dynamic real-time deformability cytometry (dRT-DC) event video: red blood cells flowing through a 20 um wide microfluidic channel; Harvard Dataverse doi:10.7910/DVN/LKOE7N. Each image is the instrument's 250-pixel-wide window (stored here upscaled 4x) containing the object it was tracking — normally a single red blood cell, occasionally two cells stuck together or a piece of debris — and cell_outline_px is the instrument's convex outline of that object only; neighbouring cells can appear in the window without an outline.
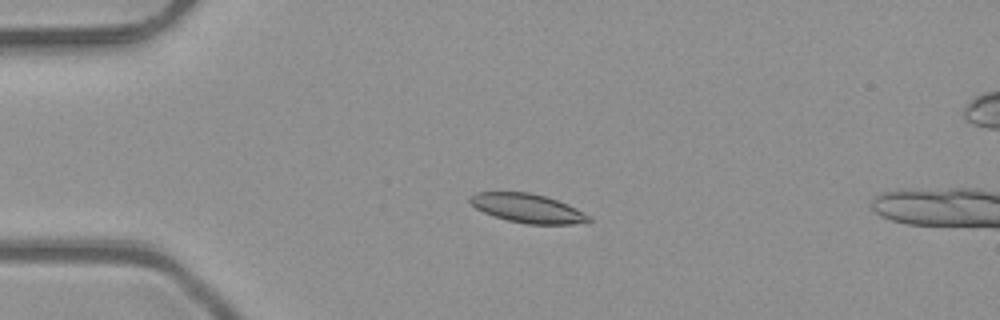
{"species": "common noctule bat (a hibernating species)", "species_latin": "Nyctalus noctula", "temperature_condition": "room temperature", "stored_images_in_passage": 51, "camera_frame_rate_fps": 3000, "um_per_image_px": 0.085, "animal": {"sex": "male", "body_mass_g": 23.1, "forearm_length_mm": 52.7}, "frame": {"image": 1, "passage_image": 12, "time_ms": 3.667, "image_size_px": [1000, 320], "cell_outline_px": [[592, 220], [572, 224], [528, 224], [508, 220], [484, 212], [476, 208], [468, 200], [468, 196], [476, 192], [528, 192], [544, 196], [568, 204], [592, 216]], "centroid_in_image_um": [44.85, 17.69], "position_along_channel_um": 40.2, "area_um2": 19.88}}
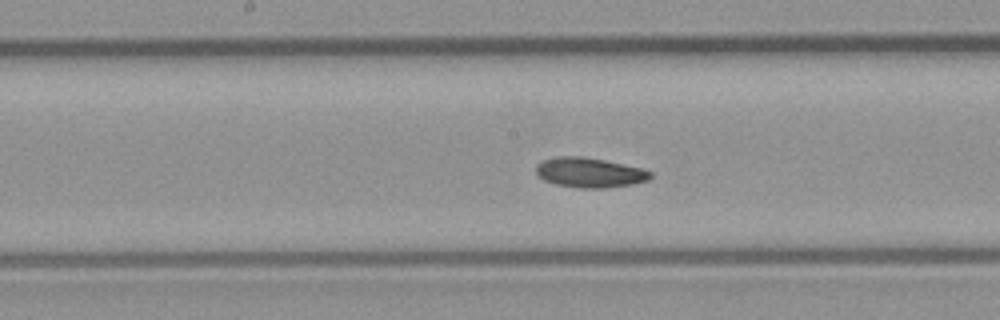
{"frame": {"image": 2, "passage_image": 26, "time_ms": 8.333, "image_size_px": [1000, 320], "cell_outline_px": [[652, 176], [648, 180], [632, 184], [604, 188], [580, 188], [556, 184], [544, 180], [536, 172], [536, 164], [540, 160], [556, 156], [584, 156], [604, 160], [640, 168], [652, 172]], "centroid_in_image_um": [50.08, 14.66], "position_along_channel_um": 198.1, "area_um2": 19.88}}
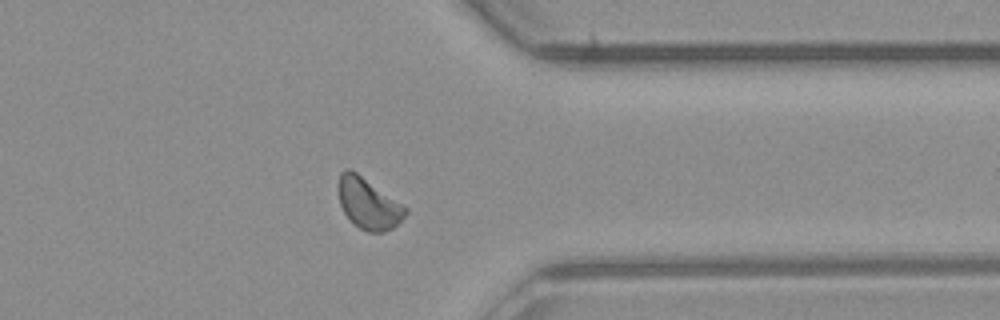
{"frame": {"image": 3, "passage_image": 40, "time_ms": 13.0, "image_size_px": [1000, 320], "cell_outline_px": [[408, 212], [392, 228], [380, 232], [368, 232], [352, 224], [344, 212], [340, 204], [336, 188], [336, 184], [340, 172], [344, 168], [348, 168], [356, 172], [408, 208]], "centroid_in_image_um": [31.24, 17.27], "position_along_channel_um": 380.2, "area_um2": 20.0}, "authors_computed_cell_mechanics": {"area_um2": 19.7098, "velocity_mm_per_s": 4.0671, "shape_relaxation_time_tau1_ms": 8.0246, "shape_relaxation_time_tau2_ms": null, "deformation_change_tau1": 0.1172, "deformation_change_tau2": null}}